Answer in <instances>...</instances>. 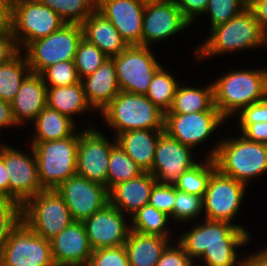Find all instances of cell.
Listing matches in <instances>:
<instances>
[{"instance_id":"obj_29","label":"cell","mask_w":267,"mask_h":266,"mask_svg":"<svg viewBox=\"0 0 267 266\" xmlns=\"http://www.w3.org/2000/svg\"><path fill=\"white\" fill-rule=\"evenodd\" d=\"M33 122L36 130L32 142L61 140L76 133L73 119L47 106Z\"/></svg>"},{"instance_id":"obj_27","label":"cell","mask_w":267,"mask_h":266,"mask_svg":"<svg viewBox=\"0 0 267 266\" xmlns=\"http://www.w3.org/2000/svg\"><path fill=\"white\" fill-rule=\"evenodd\" d=\"M169 238L130 231L124 244L130 266H156Z\"/></svg>"},{"instance_id":"obj_44","label":"cell","mask_w":267,"mask_h":266,"mask_svg":"<svg viewBox=\"0 0 267 266\" xmlns=\"http://www.w3.org/2000/svg\"><path fill=\"white\" fill-rule=\"evenodd\" d=\"M176 246L169 244L161 254L156 266H194V262L177 242Z\"/></svg>"},{"instance_id":"obj_41","label":"cell","mask_w":267,"mask_h":266,"mask_svg":"<svg viewBox=\"0 0 267 266\" xmlns=\"http://www.w3.org/2000/svg\"><path fill=\"white\" fill-rule=\"evenodd\" d=\"M21 221V206L14 200L0 197V250L11 230Z\"/></svg>"},{"instance_id":"obj_32","label":"cell","mask_w":267,"mask_h":266,"mask_svg":"<svg viewBox=\"0 0 267 266\" xmlns=\"http://www.w3.org/2000/svg\"><path fill=\"white\" fill-rule=\"evenodd\" d=\"M52 9L66 24H82L95 10L97 0H37Z\"/></svg>"},{"instance_id":"obj_20","label":"cell","mask_w":267,"mask_h":266,"mask_svg":"<svg viewBox=\"0 0 267 266\" xmlns=\"http://www.w3.org/2000/svg\"><path fill=\"white\" fill-rule=\"evenodd\" d=\"M145 5L142 0H97L96 10L116 27L128 45H141Z\"/></svg>"},{"instance_id":"obj_4","label":"cell","mask_w":267,"mask_h":266,"mask_svg":"<svg viewBox=\"0 0 267 266\" xmlns=\"http://www.w3.org/2000/svg\"><path fill=\"white\" fill-rule=\"evenodd\" d=\"M267 44L254 12L248 6L228 22L211 29L204 44L196 49L197 58H207L224 52L262 47ZM267 46V45H266Z\"/></svg>"},{"instance_id":"obj_16","label":"cell","mask_w":267,"mask_h":266,"mask_svg":"<svg viewBox=\"0 0 267 266\" xmlns=\"http://www.w3.org/2000/svg\"><path fill=\"white\" fill-rule=\"evenodd\" d=\"M224 120L219 111L165 113L164 132L170 138L193 148L204 142Z\"/></svg>"},{"instance_id":"obj_24","label":"cell","mask_w":267,"mask_h":266,"mask_svg":"<svg viewBox=\"0 0 267 266\" xmlns=\"http://www.w3.org/2000/svg\"><path fill=\"white\" fill-rule=\"evenodd\" d=\"M80 81L88 104L96 111L101 112L120 92L113 57Z\"/></svg>"},{"instance_id":"obj_26","label":"cell","mask_w":267,"mask_h":266,"mask_svg":"<svg viewBox=\"0 0 267 266\" xmlns=\"http://www.w3.org/2000/svg\"><path fill=\"white\" fill-rule=\"evenodd\" d=\"M164 130H131L115 136L117 144L143 170L152 169L159 137Z\"/></svg>"},{"instance_id":"obj_53","label":"cell","mask_w":267,"mask_h":266,"mask_svg":"<svg viewBox=\"0 0 267 266\" xmlns=\"http://www.w3.org/2000/svg\"><path fill=\"white\" fill-rule=\"evenodd\" d=\"M10 0H0V27L9 25Z\"/></svg>"},{"instance_id":"obj_21","label":"cell","mask_w":267,"mask_h":266,"mask_svg":"<svg viewBox=\"0 0 267 266\" xmlns=\"http://www.w3.org/2000/svg\"><path fill=\"white\" fill-rule=\"evenodd\" d=\"M50 245L56 266H87L93 251L85 225L78 221L50 239Z\"/></svg>"},{"instance_id":"obj_49","label":"cell","mask_w":267,"mask_h":266,"mask_svg":"<svg viewBox=\"0 0 267 266\" xmlns=\"http://www.w3.org/2000/svg\"><path fill=\"white\" fill-rule=\"evenodd\" d=\"M248 6L254 12L261 31L267 39V0H249Z\"/></svg>"},{"instance_id":"obj_9","label":"cell","mask_w":267,"mask_h":266,"mask_svg":"<svg viewBox=\"0 0 267 266\" xmlns=\"http://www.w3.org/2000/svg\"><path fill=\"white\" fill-rule=\"evenodd\" d=\"M82 38V25L65 23L47 37L30 42L24 49L31 72L41 74L47 67L57 62L74 60Z\"/></svg>"},{"instance_id":"obj_15","label":"cell","mask_w":267,"mask_h":266,"mask_svg":"<svg viewBox=\"0 0 267 266\" xmlns=\"http://www.w3.org/2000/svg\"><path fill=\"white\" fill-rule=\"evenodd\" d=\"M13 147L4 145V166L9 178V198L21 207L33 196L44 190L38 177L37 159Z\"/></svg>"},{"instance_id":"obj_2","label":"cell","mask_w":267,"mask_h":266,"mask_svg":"<svg viewBox=\"0 0 267 266\" xmlns=\"http://www.w3.org/2000/svg\"><path fill=\"white\" fill-rule=\"evenodd\" d=\"M216 169L247 185L249 179L267 171V144L249 141L243 136L222 140L211 149Z\"/></svg>"},{"instance_id":"obj_36","label":"cell","mask_w":267,"mask_h":266,"mask_svg":"<svg viewBox=\"0 0 267 266\" xmlns=\"http://www.w3.org/2000/svg\"><path fill=\"white\" fill-rule=\"evenodd\" d=\"M165 70L164 67H161L155 73L145 94L164 113L170 110L179 85L176 79Z\"/></svg>"},{"instance_id":"obj_3","label":"cell","mask_w":267,"mask_h":266,"mask_svg":"<svg viewBox=\"0 0 267 266\" xmlns=\"http://www.w3.org/2000/svg\"><path fill=\"white\" fill-rule=\"evenodd\" d=\"M212 84L214 106L227 119L267 97V70H232Z\"/></svg>"},{"instance_id":"obj_50","label":"cell","mask_w":267,"mask_h":266,"mask_svg":"<svg viewBox=\"0 0 267 266\" xmlns=\"http://www.w3.org/2000/svg\"><path fill=\"white\" fill-rule=\"evenodd\" d=\"M0 197L9 198V178L4 166V145H0Z\"/></svg>"},{"instance_id":"obj_12","label":"cell","mask_w":267,"mask_h":266,"mask_svg":"<svg viewBox=\"0 0 267 266\" xmlns=\"http://www.w3.org/2000/svg\"><path fill=\"white\" fill-rule=\"evenodd\" d=\"M246 186L216 169L209 179L203 197L205 219L231 223L232 218L240 209Z\"/></svg>"},{"instance_id":"obj_10","label":"cell","mask_w":267,"mask_h":266,"mask_svg":"<svg viewBox=\"0 0 267 266\" xmlns=\"http://www.w3.org/2000/svg\"><path fill=\"white\" fill-rule=\"evenodd\" d=\"M2 266H56L50 240L36 234L22 219L0 250Z\"/></svg>"},{"instance_id":"obj_52","label":"cell","mask_w":267,"mask_h":266,"mask_svg":"<svg viewBox=\"0 0 267 266\" xmlns=\"http://www.w3.org/2000/svg\"><path fill=\"white\" fill-rule=\"evenodd\" d=\"M250 256L242 261L241 266H267V247Z\"/></svg>"},{"instance_id":"obj_23","label":"cell","mask_w":267,"mask_h":266,"mask_svg":"<svg viewBox=\"0 0 267 266\" xmlns=\"http://www.w3.org/2000/svg\"><path fill=\"white\" fill-rule=\"evenodd\" d=\"M47 86L41 74L30 73L10 103L17 125L34 120L47 106Z\"/></svg>"},{"instance_id":"obj_1","label":"cell","mask_w":267,"mask_h":266,"mask_svg":"<svg viewBox=\"0 0 267 266\" xmlns=\"http://www.w3.org/2000/svg\"><path fill=\"white\" fill-rule=\"evenodd\" d=\"M204 221L178 240L191 260L202 258L207 266H234L236 262L241 266L235 249L248 243L247 230L227 221Z\"/></svg>"},{"instance_id":"obj_40","label":"cell","mask_w":267,"mask_h":266,"mask_svg":"<svg viewBox=\"0 0 267 266\" xmlns=\"http://www.w3.org/2000/svg\"><path fill=\"white\" fill-rule=\"evenodd\" d=\"M204 209L203 197L185 193L176 189L175 205L172 218L177 221H187L200 215Z\"/></svg>"},{"instance_id":"obj_39","label":"cell","mask_w":267,"mask_h":266,"mask_svg":"<svg viewBox=\"0 0 267 266\" xmlns=\"http://www.w3.org/2000/svg\"><path fill=\"white\" fill-rule=\"evenodd\" d=\"M41 75L47 87L69 86L80 82L73 60L50 65Z\"/></svg>"},{"instance_id":"obj_19","label":"cell","mask_w":267,"mask_h":266,"mask_svg":"<svg viewBox=\"0 0 267 266\" xmlns=\"http://www.w3.org/2000/svg\"><path fill=\"white\" fill-rule=\"evenodd\" d=\"M190 26L175 0L146 3L142 22L141 45L149 47ZM151 43V44H150Z\"/></svg>"},{"instance_id":"obj_48","label":"cell","mask_w":267,"mask_h":266,"mask_svg":"<svg viewBox=\"0 0 267 266\" xmlns=\"http://www.w3.org/2000/svg\"><path fill=\"white\" fill-rule=\"evenodd\" d=\"M242 136L249 141L267 144V122L240 124Z\"/></svg>"},{"instance_id":"obj_42","label":"cell","mask_w":267,"mask_h":266,"mask_svg":"<svg viewBox=\"0 0 267 266\" xmlns=\"http://www.w3.org/2000/svg\"><path fill=\"white\" fill-rule=\"evenodd\" d=\"M87 266H130L124 245L92 251Z\"/></svg>"},{"instance_id":"obj_6","label":"cell","mask_w":267,"mask_h":266,"mask_svg":"<svg viewBox=\"0 0 267 266\" xmlns=\"http://www.w3.org/2000/svg\"><path fill=\"white\" fill-rule=\"evenodd\" d=\"M79 132L61 140L32 142L37 159L38 177L44 190H55L77 175Z\"/></svg>"},{"instance_id":"obj_8","label":"cell","mask_w":267,"mask_h":266,"mask_svg":"<svg viewBox=\"0 0 267 266\" xmlns=\"http://www.w3.org/2000/svg\"><path fill=\"white\" fill-rule=\"evenodd\" d=\"M21 219L39 236L50 240L72 222V216L57 191L42 190L21 207Z\"/></svg>"},{"instance_id":"obj_7","label":"cell","mask_w":267,"mask_h":266,"mask_svg":"<svg viewBox=\"0 0 267 266\" xmlns=\"http://www.w3.org/2000/svg\"><path fill=\"white\" fill-rule=\"evenodd\" d=\"M65 22L37 0H10L9 27L19 50L30 42L47 37ZM20 45V46H19Z\"/></svg>"},{"instance_id":"obj_38","label":"cell","mask_w":267,"mask_h":266,"mask_svg":"<svg viewBox=\"0 0 267 266\" xmlns=\"http://www.w3.org/2000/svg\"><path fill=\"white\" fill-rule=\"evenodd\" d=\"M249 5V0H208L205 13H210L211 29L224 24Z\"/></svg>"},{"instance_id":"obj_30","label":"cell","mask_w":267,"mask_h":266,"mask_svg":"<svg viewBox=\"0 0 267 266\" xmlns=\"http://www.w3.org/2000/svg\"><path fill=\"white\" fill-rule=\"evenodd\" d=\"M203 111H218L214 106L213 84L206 88L181 87L178 85L173 104L166 113H197Z\"/></svg>"},{"instance_id":"obj_25","label":"cell","mask_w":267,"mask_h":266,"mask_svg":"<svg viewBox=\"0 0 267 266\" xmlns=\"http://www.w3.org/2000/svg\"><path fill=\"white\" fill-rule=\"evenodd\" d=\"M81 25L83 38L97 46L108 58L119 55L129 46L116 27L97 10Z\"/></svg>"},{"instance_id":"obj_45","label":"cell","mask_w":267,"mask_h":266,"mask_svg":"<svg viewBox=\"0 0 267 266\" xmlns=\"http://www.w3.org/2000/svg\"><path fill=\"white\" fill-rule=\"evenodd\" d=\"M20 52L9 25L0 27V65L8 63Z\"/></svg>"},{"instance_id":"obj_46","label":"cell","mask_w":267,"mask_h":266,"mask_svg":"<svg viewBox=\"0 0 267 266\" xmlns=\"http://www.w3.org/2000/svg\"><path fill=\"white\" fill-rule=\"evenodd\" d=\"M240 124L267 122V97L240 110Z\"/></svg>"},{"instance_id":"obj_33","label":"cell","mask_w":267,"mask_h":266,"mask_svg":"<svg viewBox=\"0 0 267 266\" xmlns=\"http://www.w3.org/2000/svg\"><path fill=\"white\" fill-rule=\"evenodd\" d=\"M206 159L205 162L197 163L179 177L175 184L177 190L204 197L209 179L216 170L213 158Z\"/></svg>"},{"instance_id":"obj_13","label":"cell","mask_w":267,"mask_h":266,"mask_svg":"<svg viewBox=\"0 0 267 266\" xmlns=\"http://www.w3.org/2000/svg\"><path fill=\"white\" fill-rule=\"evenodd\" d=\"M55 191L64 200L73 221L84 222L109 203L105 186L79 175L68 178Z\"/></svg>"},{"instance_id":"obj_43","label":"cell","mask_w":267,"mask_h":266,"mask_svg":"<svg viewBox=\"0 0 267 266\" xmlns=\"http://www.w3.org/2000/svg\"><path fill=\"white\" fill-rule=\"evenodd\" d=\"M175 198V185L162 184L157 181L152 188L148 204L172 217Z\"/></svg>"},{"instance_id":"obj_5","label":"cell","mask_w":267,"mask_h":266,"mask_svg":"<svg viewBox=\"0 0 267 266\" xmlns=\"http://www.w3.org/2000/svg\"><path fill=\"white\" fill-rule=\"evenodd\" d=\"M118 134L131 130H164L165 113L145 95L120 91L100 112Z\"/></svg>"},{"instance_id":"obj_17","label":"cell","mask_w":267,"mask_h":266,"mask_svg":"<svg viewBox=\"0 0 267 266\" xmlns=\"http://www.w3.org/2000/svg\"><path fill=\"white\" fill-rule=\"evenodd\" d=\"M191 149L192 147L181 144L164 132L158 139L152 169L149 172L158 182L175 185L185 171L197 164L193 160Z\"/></svg>"},{"instance_id":"obj_14","label":"cell","mask_w":267,"mask_h":266,"mask_svg":"<svg viewBox=\"0 0 267 266\" xmlns=\"http://www.w3.org/2000/svg\"><path fill=\"white\" fill-rule=\"evenodd\" d=\"M110 143L95 128L79 133L77 149V175L107 188L108 163L111 149L117 144Z\"/></svg>"},{"instance_id":"obj_31","label":"cell","mask_w":267,"mask_h":266,"mask_svg":"<svg viewBox=\"0 0 267 266\" xmlns=\"http://www.w3.org/2000/svg\"><path fill=\"white\" fill-rule=\"evenodd\" d=\"M20 51L8 63L0 65V99L11 103L24 79L31 73Z\"/></svg>"},{"instance_id":"obj_47","label":"cell","mask_w":267,"mask_h":266,"mask_svg":"<svg viewBox=\"0 0 267 266\" xmlns=\"http://www.w3.org/2000/svg\"><path fill=\"white\" fill-rule=\"evenodd\" d=\"M182 16L190 23L194 22L197 15H204L208 0H175ZM195 16V17H194Z\"/></svg>"},{"instance_id":"obj_11","label":"cell","mask_w":267,"mask_h":266,"mask_svg":"<svg viewBox=\"0 0 267 266\" xmlns=\"http://www.w3.org/2000/svg\"><path fill=\"white\" fill-rule=\"evenodd\" d=\"M119 89L122 92L145 95L155 73L162 67L150 47L129 45L113 57Z\"/></svg>"},{"instance_id":"obj_54","label":"cell","mask_w":267,"mask_h":266,"mask_svg":"<svg viewBox=\"0 0 267 266\" xmlns=\"http://www.w3.org/2000/svg\"><path fill=\"white\" fill-rule=\"evenodd\" d=\"M145 3L167 2L171 0H142Z\"/></svg>"},{"instance_id":"obj_18","label":"cell","mask_w":267,"mask_h":266,"mask_svg":"<svg viewBox=\"0 0 267 266\" xmlns=\"http://www.w3.org/2000/svg\"><path fill=\"white\" fill-rule=\"evenodd\" d=\"M124 216V213L108 203L83 222L92 250L125 244L131 226L127 225Z\"/></svg>"},{"instance_id":"obj_34","label":"cell","mask_w":267,"mask_h":266,"mask_svg":"<svg viewBox=\"0 0 267 266\" xmlns=\"http://www.w3.org/2000/svg\"><path fill=\"white\" fill-rule=\"evenodd\" d=\"M143 173V170L116 144L110 152L107 190L118 183L133 179Z\"/></svg>"},{"instance_id":"obj_51","label":"cell","mask_w":267,"mask_h":266,"mask_svg":"<svg viewBox=\"0 0 267 266\" xmlns=\"http://www.w3.org/2000/svg\"><path fill=\"white\" fill-rule=\"evenodd\" d=\"M17 125L9 102L0 99V128ZM1 133V132H0Z\"/></svg>"},{"instance_id":"obj_35","label":"cell","mask_w":267,"mask_h":266,"mask_svg":"<svg viewBox=\"0 0 267 266\" xmlns=\"http://www.w3.org/2000/svg\"><path fill=\"white\" fill-rule=\"evenodd\" d=\"M168 219H170V216L147 204L131 216L132 223L130 226L132 231L141 234L169 238L170 235L165 230Z\"/></svg>"},{"instance_id":"obj_22","label":"cell","mask_w":267,"mask_h":266,"mask_svg":"<svg viewBox=\"0 0 267 266\" xmlns=\"http://www.w3.org/2000/svg\"><path fill=\"white\" fill-rule=\"evenodd\" d=\"M156 182L150 172H143L133 179L118 183L108 191L109 203L122 213L132 216L149 203L150 194Z\"/></svg>"},{"instance_id":"obj_28","label":"cell","mask_w":267,"mask_h":266,"mask_svg":"<svg viewBox=\"0 0 267 266\" xmlns=\"http://www.w3.org/2000/svg\"><path fill=\"white\" fill-rule=\"evenodd\" d=\"M47 107L72 118V115L83 113L91 108L88 104L83 85L80 82L69 86L47 87Z\"/></svg>"},{"instance_id":"obj_37","label":"cell","mask_w":267,"mask_h":266,"mask_svg":"<svg viewBox=\"0 0 267 266\" xmlns=\"http://www.w3.org/2000/svg\"><path fill=\"white\" fill-rule=\"evenodd\" d=\"M108 57L95 45L82 38L74 56V64L80 78L93 74Z\"/></svg>"}]
</instances>
